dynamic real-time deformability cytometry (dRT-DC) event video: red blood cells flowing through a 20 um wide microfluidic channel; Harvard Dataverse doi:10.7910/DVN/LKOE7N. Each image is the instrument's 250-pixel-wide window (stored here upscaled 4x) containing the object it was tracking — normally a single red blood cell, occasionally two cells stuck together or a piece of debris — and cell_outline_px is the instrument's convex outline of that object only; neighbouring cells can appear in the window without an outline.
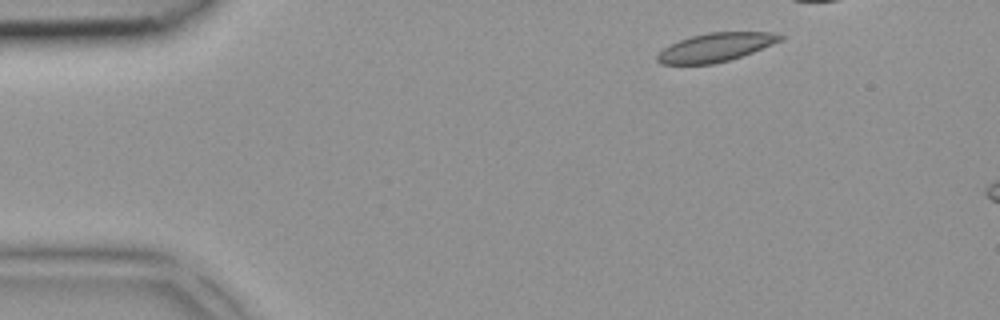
{"species": "common noctule bat (a hibernating species)", "species_latin": "Nyctalus noctula", "temperature_condition": "room temperature", "stored_images_in_passage": 3, "camera_frame_rate_fps": 3000, "um_per_image_px": 0.085, "animal": {"sex": "female", "body_mass_g": 18.4}, "frame": {"image": 1, "passage_image": 1, "time_ms": 0.0, "image_size_px": [1000, 320], "cell_outline_px": [[784, 36], [780, 40], [752, 52], [728, 60], [712, 64], [660, 64], [656, 60], [656, 56], [664, 48], [680, 40], [692, 36], [708, 32], [768, 32]], "centroid_in_image_um": [60.77, 4.02], "position_along_channel_um": 24.2, "area_um2": 20.0}}